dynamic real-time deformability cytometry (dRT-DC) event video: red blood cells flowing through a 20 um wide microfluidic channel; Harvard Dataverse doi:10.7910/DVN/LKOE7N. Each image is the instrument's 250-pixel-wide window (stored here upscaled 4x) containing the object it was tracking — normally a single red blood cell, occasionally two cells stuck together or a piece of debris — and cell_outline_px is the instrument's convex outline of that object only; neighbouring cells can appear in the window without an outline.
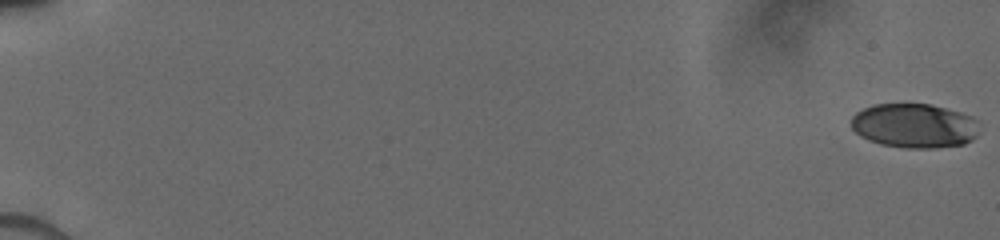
{"species": "human", "species_latin": "Homo sapiens", "temperature_condition": "cold", "stored_images_in_passage": 5, "camera_frame_rate_fps": 3000, "um_per_image_px": 0.085, "donor": {"sex": "male"}, "frame": {"image": 1, "passage_image": 1, "time_ms": 0.0, "image_size_px": [1000, 240], "cell_outline_px": [[976, 136], [972, 140], [964, 144], [936, 148], [904, 148], [880, 144], [868, 140], [860, 136], [852, 128], [852, 116], [856, 112], [872, 104], [932, 104], [960, 112], [972, 116], [976, 120]], "centroid_in_image_um": [77.7, 10.69], "position_along_channel_um": 7.3, "area_um2": 33.18}}